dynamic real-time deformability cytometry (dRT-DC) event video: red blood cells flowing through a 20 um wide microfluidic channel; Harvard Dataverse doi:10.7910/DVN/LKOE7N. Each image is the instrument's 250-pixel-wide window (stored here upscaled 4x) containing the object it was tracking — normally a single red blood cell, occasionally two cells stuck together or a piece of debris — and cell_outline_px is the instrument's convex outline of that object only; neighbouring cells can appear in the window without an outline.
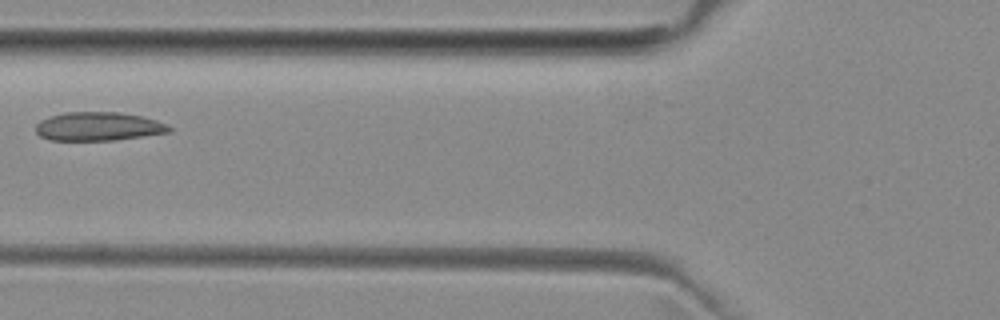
{"species": "common noctule bat (a hibernating species)", "species_latin": "Nyctalus noctula", "temperature_condition": "room temperature", "stored_images_in_passage": 5, "camera_frame_rate_fps": 3000, "um_per_image_px": 0.085, "animal": {"sex": "female", "body_mass_g": 29.2, "forearm_length_mm": 56.3}, "frame": {"image": 1, "passage_image": 5, "time_ms": 5.333, "image_size_px": [1000, 320], "cell_outline_px": [[172, 132], [112, 140], [48, 140], [40, 136], [36, 132], [36, 124], [40, 120], [48, 116], [64, 112], [120, 112], [144, 116], [168, 124], [172, 128]], "centroid_in_image_um": [8.37, 10.74], "position_along_channel_um": 117.4, "area_um2": 22.48}}